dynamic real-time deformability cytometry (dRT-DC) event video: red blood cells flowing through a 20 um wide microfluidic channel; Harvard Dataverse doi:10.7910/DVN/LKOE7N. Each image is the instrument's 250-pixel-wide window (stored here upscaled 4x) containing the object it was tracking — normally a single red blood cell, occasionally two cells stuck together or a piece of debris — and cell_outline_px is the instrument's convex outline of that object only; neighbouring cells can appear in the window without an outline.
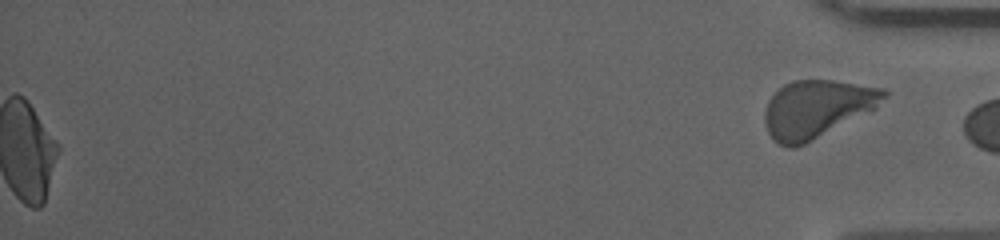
{"species": "human", "species_latin": "Homo sapiens", "temperature_condition": "cold", "stored_images_in_passage": 57, "segment_of_instrument_passage": [2, 2], "camera_frame_rate_fps": 3000, "um_per_image_px": 0.085, "donor": {"sex": "male"}, "frame": {"image": 1, "passage_image": 57, "time_ms": 18.667, "image_size_px": [1000, 240], "cell_outline_px": [[888, 96], [876, 108], [804, 144], [792, 148], [788, 148], [780, 144], [768, 132], [764, 124], [764, 112], [768, 100], [784, 84], [792, 80], [832, 80], [884, 88], [888, 92]], "centroid_in_image_um": [69.43, 9.23], "position_along_channel_um": 365.8, "area_um2": 39.71}}